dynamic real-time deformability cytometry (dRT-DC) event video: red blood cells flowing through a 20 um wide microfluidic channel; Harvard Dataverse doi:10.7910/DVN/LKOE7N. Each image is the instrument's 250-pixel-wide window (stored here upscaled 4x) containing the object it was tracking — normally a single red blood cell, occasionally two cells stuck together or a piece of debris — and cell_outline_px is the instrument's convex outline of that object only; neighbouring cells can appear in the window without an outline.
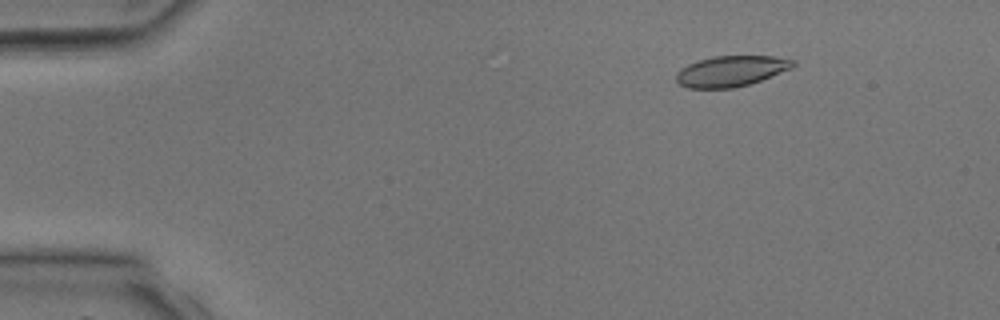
{"species": "common noctule bat (a hibernating species)", "species_latin": "Nyctalus noctula", "temperature_condition": "room temperature", "stored_images_in_passage": 2, "camera_frame_rate_fps": 3000, "um_per_image_px": 0.085, "animal": {"sex": "male", "body_mass_g": 17.9, "forearm_length_mm": 54.2}, "frame": {"image": 1, "passage_image": 1, "time_ms": 0.0, "image_size_px": [1000, 320], "cell_outline_px": [[796, 64], [792, 68], [760, 80], [736, 88], [688, 88], [680, 84], [676, 80], [676, 72], [680, 68], [696, 60], [712, 56], [772, 56], [796, 60]], "centroid_in_image_um": [62.12, 6.03], "position_along_channel_um": 22.9, "area_um2": 20.98}}